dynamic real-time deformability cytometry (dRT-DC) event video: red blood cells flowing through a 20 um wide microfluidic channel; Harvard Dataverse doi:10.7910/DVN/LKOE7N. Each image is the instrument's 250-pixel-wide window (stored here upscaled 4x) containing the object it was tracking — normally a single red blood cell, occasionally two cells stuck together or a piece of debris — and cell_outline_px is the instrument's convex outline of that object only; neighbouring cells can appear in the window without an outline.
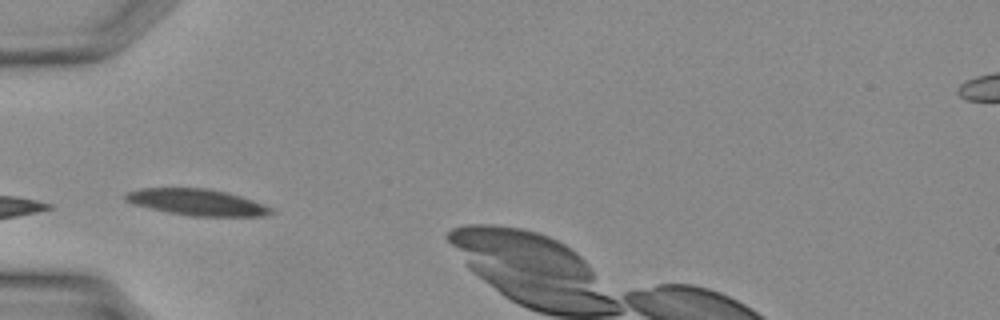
{"species": "Egyptian fruit bat (a non-hibernating species)", "species_latin": "Rousettus aegyptiacus", "temperature_condition": "warm", "stored_images_in_passage": 27, "camera_frame_rate_fps": 3000, "um_per_image_px": 0.085, "animal": {"sex": "female"}, "frame": {"image": 1, "passage_image": 1, "time_ms": 0.0, "image_size_px": [1000, 320], "cell_outline_px": [[276, 212], [260, 216], [192, 216], [168, 212], [136, 204], [124, 200], [124, 196], [128, 192], [140, 188], [208, 188], [228, 192], [264, 204], [272, 208]], "centroid_in_image_um": [16.78, 17.18], "position_along_channel_um": 68.2, "area_um2": 22.2}}